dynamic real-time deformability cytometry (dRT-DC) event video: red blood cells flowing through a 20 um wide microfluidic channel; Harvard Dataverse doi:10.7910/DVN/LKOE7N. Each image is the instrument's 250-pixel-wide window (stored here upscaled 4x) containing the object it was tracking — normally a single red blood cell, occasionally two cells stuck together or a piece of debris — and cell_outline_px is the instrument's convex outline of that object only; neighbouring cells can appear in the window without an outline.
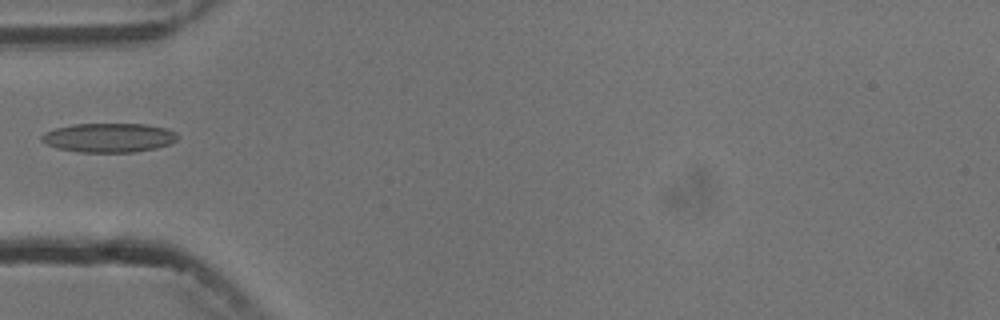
{"species": "common noctule bat (a hibernating species)", "species_latin": "Nyctalus noctula", "temperature_condition": "cold", "stored_images_in_passage": 3, "camera_frame_rate_fps": 3000, "um_per_image_px": 0.085, "animal": {"sex": "male", "body_mass_g": 13.3}, "frame": {"image": 1, "passage_image": 2, "time_ms": 2.333, "image_size_px": [1000, 320], "cell_outline_px": [[180, 136], [172, 144], [156, 148], [136, 152], [80, 152], [56, 148], [40, 140], [40, 136], [44, 132], [56, 128], [72, 124], [148, 124], [168, 128], [176, 132]], "centroid_in_image_um": [9.3, 11.7], "position_along_channel_um": 75.7, "area_um2": 23.41}}
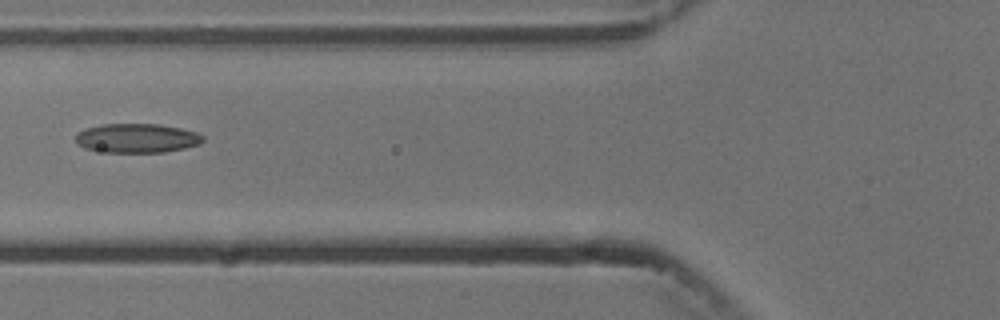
{"frame": {"image": 2, "passage_image": 3, "time_ms": 3.333, "image_size_px": [1000, 320], "cell_outline_px": [[204, 140], [200, 144], [184, 148], [164, 152], [108, 152], [84, 148], [76, 144], [76, 136], [84, 128], [104, 124], [160, 124], [180, 128], [196, 132], [204, 136]], "centroid_in_image_um": [11.65, 11.74], "position_along_channel_um": 114.2, "area_um2": 21.62}}